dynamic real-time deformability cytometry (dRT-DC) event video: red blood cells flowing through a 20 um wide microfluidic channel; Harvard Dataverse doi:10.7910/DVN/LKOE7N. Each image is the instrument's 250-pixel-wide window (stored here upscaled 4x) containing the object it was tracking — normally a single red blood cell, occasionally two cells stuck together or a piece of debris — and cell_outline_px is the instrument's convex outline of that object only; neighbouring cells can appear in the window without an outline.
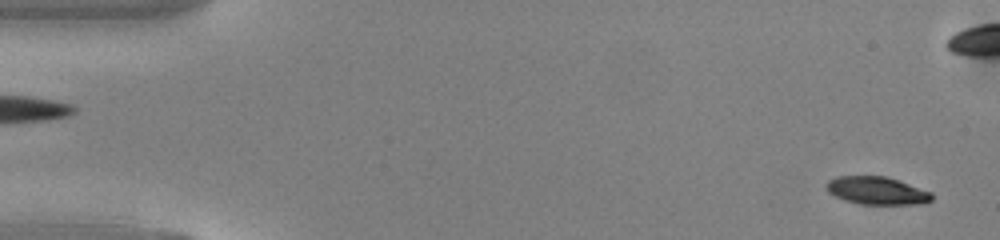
{"species": "common noctule bat (a hibernating species)", "species_latin": "Nyctalus noctula", "temperature_condition": "warm", "stored_images_in_passage": 10, "camera_frame_rate_fps": 3000, "um_per_image_px": 0.085, "animal": {"sex": "male", "body_mass_g": 13.0, "forearm_length_mm": 53.1}, "frame": {"image": 1, "passage_image": 2, "time_ms": 0.333, "image_size_px": [1000, 240], "cell_outline_px": [[928, 200], [860, 200], [848, 196], [832, 188], [832, 184], [860, 180], [888, 180], [900, 184], [928, 196]], "centroid_in_image_um": [74.65, 16.21], "position_along_channel_um": 10.4, "area_um2": 10.17}}